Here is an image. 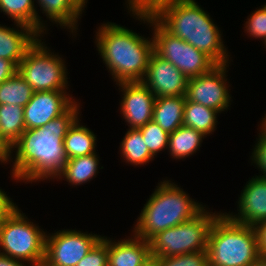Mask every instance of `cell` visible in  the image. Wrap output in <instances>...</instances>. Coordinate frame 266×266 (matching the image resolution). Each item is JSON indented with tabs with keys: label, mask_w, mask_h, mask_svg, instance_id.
<instances>
[{
	"label": "cell",
	"mask_w": 266,
	"mask_h": 266,
	"mask_svg": "<svg viewBox=\"0 0 266 266\" xmlns=\"http://www.w3.org/2000/svg\"><path fill=\"white\" fill-rule=\"evenodd\" d=\"M100 25L95 30L94 44L112 81L115 84L142 81L154 51L153 37L146 38L114 22Z\"/></svg>",
	"instance_id": "1"
},
{
	"label": "cell",
	"mask_w": 266,
	"mask_h": 266,
	"mask_svg": "<svg viewBox=\"0 0 266 266\" xmlns=\"http://www.w3.org/2000/svg\"><path fill=\"white\" fill-rule=\"evenodd\" d=\"M209 14L196 0H178L161 8L153 18L171 35L204 52L216 64L231 63L223 30Z\"/></svg>",
	"instance_id": "2"
},
{
	"label": "cell",
	"mask_w": 266,
	"mask_h": 266,
	"mask_svg": "<svg viewBox=\"0 0 266 266\" xmlns=\"http://www.w3.org/2000/svg\"><path fill=\"white\" fill-rule=\"evenodd\" d=\"M63 145L50 130H25L0 165L12 166L11 180L16 183L50 182L67 160Z\"/></svg>",
	"instance_id": "3"
},
{
	"label": "cell",
	"mask_w": 266,
	"mask_h": 266,
	"mask_svg": "<svg viewBox=\"0 0 266 266\" xmlns=\"http://www.w3.org/2000/svg\"><path fill=\"white\" fill-rule=\"evenodd\" d=\"M177 184L168 177L160 180L131 227L134 236L149 241L157 233L193 219L206 207Z\"/></svg>",
	"instance_id": "4"
},
{
	"label": "cell",
	"mask_w": 266,
	"mask_h": 266,
	"mask_svg": "<svg viewBox=\"0 0 266 266\" xmlns=\"http://www.w3.org/2000/svg\"><path fill=\"white\" fill-rule=\"evenodd\" d=\"M207 253L209 266H249L261 257L255 227L232 221L222 210L210 228Z\"/></svg>",
	"instance_id": "5"
},
{
	"label": "cell",
	"mask_w": 266,
	"mask_h": 266,
	"mask_svg": "<svg viewBox=\"0 0 266 266\" xmlns=\"http://www.w3.org/2000/svg\"><path fill=\"white\" fill-rule=\"evenodd\" d=\"M33 221L18 206L6 216L0 222V253L30 266H42L47 230Z\"/></svg>",
	"instance_id": "6"
},
{
	"label": "cell",
	"mask_w": 266,
	"mask_h": 266,
	"mask_svg": "<svg viewBox=\"0 0 266 266\" xmlns=\"http://www.w3.org/2000/svg\"><path fill=\"white\" fill-rule=\"evenodd\" d=\"M43 38L40 36L27 50L17 72L34 92L69 91L68 63L54 49L51 51Z\"/></svg>",
	"instance_id": "7"
},
{
	"label": "cell",
	"mask_w": 266,
	"mask_h": 266,
	"mask_svg": "<svg viewBox=\"0 0 266 266\" xmlns=\"http://www.w3.org/2000/svg\"><path fill=\"white\" fill-rule=\"evenodd\" d=\"M205 207L193 219L157 233L150 240V254L155 257H172L181 254L207 251L208 235L215 219L222 213ZM217 212V213H216Z\"/></svg>",
	"instance_id": "8"
},
{
	"label": "cell",
	"mask_w": 266,
	"mask_h": 266,
	"mask_svg": "<svg viewBox=\"0 0 266 266\" xmlns=\"http://www.w3.org/2000/svg\"><path fill=\"white\" fill-rule=\"evenodd\" d=\"M143 23L152 33L154 51L172 63L188 79L209 72L217 64L204 52L171 35L151 16H130ZM152 27V28H151ZM151 28V29H150Z\"/></svg>",
	"instance_id": "9"
},
{
	"label": "cell",
	"mask_w": 266,
	"mask_h": 266,
	"mask_svg": "<svg viewBox=\"0 0 266 266\" xmlns=\"http://www.w3.org/2000/svg\"><path fill=\"white\" fill-rule=\"evenodd\" d=\"M102 236L76 228L47 232L43 266H76Z\"/></svg>",
	"instance_id": "10"
},
{
	"label": "cell",
	"mask_w": 266,
	"mask_h": 266,
	"mask_svg": "<svg viewBox=\"0 0 266 266\" xmlns=\"http://www.w3.org/2000/svg\"><path fill=\"white\" fill-rule=\"evenodd\" d=\"M217 64L209 72L188 79L186 101L199 103L218 111L228 112L233 102L230 82L228 80L229 65ZM227 77V78H226Z\"/></svg>",
	"instance_id": "11"
},
{
	"label": "cell",
	"mask_w": 266,
	"mask_h": 266,
	"mask_svg": "<svg viewBox=\"0 0 266 266\" xmlns=\"http://www.w3.org/2000/svg\"><path fill=\"white\" fill-rule=\"evenodd\" d=\"M118 107L121 118L129 129H138L153 120L155 95L142 81L120 82Z\"/></svg>",
	"instance_id": "12"
},
{
	"label": "cell",
	"mask_w": 266,
	"mask_h": 266,
	"mask_svg": "<svg viewBox=\"0 0 266 266\" xmlns=\"http://www.w3.org/2000/svg\"><path fill=\"white\" fill-rule=\"evenodd\" d=\"M70 91L34 92L24 106L26 130H37L65 113L78 99Z\"/></svg>",
	"instance_id": "13"
},
{
	"label": "cell",
	"mask_w": 266,
	"mask_h": 266,
	"mask_svg": "<svg viewBox=\"0 0 266 266\" xmlns=\"http://www.w3.org/2000/svg\"><path fill=\"white\" fill-rule=\"evenodd\" d=\"M142 82L156 98L186 96L188 78L172 63L152 52Z\"/></svg>",
	"instance_id": "14"
},
{
	"label": "cell",
	"mask_w": 266,
	"mask_h": 266,
	"mask_svg": "<svg viewBox=\"0 0 266 266\" xmlns=\"http://www.w3.org/2000/svg\"><path fill=\"white\" fill-rule=\"evenodd\" d=\"M36 4V32L47 37L51 25L56 24L61 29H66L72 38H77L78 30L83 12L72 2V0H35ZM38 5V6H37ZM38 7V8H37ZM40 7V9H39ZM46 16L44 20L38 12ZM48 20L50 26L48 25Z\"/></svg>",
	"instance_id": "15"
},
{
	"label": "cell",
	"mask_w": 266,
	"mask_h": 266,
	"mask_svg": "<svg viewBox=\"0 0 266 266\" xmlns=\"http://www.w3.org/2000/svg\"><path fill=\"white\" fill-rule=\"evenodd\" d=\"M236 202L237 211H223L232 221L255 227L266 220V178L249 177Z\"/></svg>",
	"instance_id": "16"
},
{
	"label": "cell",
	"mask_w": 266,
	"mask_h": 266,
	"mask_svg": "<svg viewBox=\"0 0 266 266\" xmlns=\"http://www.w3.org/2000/svg\"><path fill=\"white\" fill-rule=\"evenodd\" d=\"M13 25L11 28L0 24V58L10 60L18 66L40 35L27 25L21 23Z\"/></svg>",
	"instance_id": "17"
},
{
	"label": "cell",
	"mask_w": 266,
	"mask_h": 266,
	"mask_svg": "<svg viewBox=\"0 0 266 266\" xmlns=\"http://www.w3.org/2000/svg\"><path fill=\"white\" fill-rule=\"evenodd\" d=\"M129 235L120 240L108 236V266H138L151 255L149 241Z\"/></svg>",
	"instance_id": "18"
},
{
	"label": "cell",
	"mask_w": 266,
	"mask_h": 266,
	"mask_svg": "<svg viewBox=\"0 0 266 266\" xmlns=\"http://www.w3.org/2000/svg\"><path fill=\"white\" fill-rule=\"evenodd\" d=\"M100 160L98 152L68 159L51 181L64 180L72 188L90 183L100 173L99 169L104 168L101 167Z\"/></svg>",
	"instance_id": "19"
},
{
	"label": "cell",
	"mask_w": 266,
	"mask_h": 266,
	"mask_svg": "<svg viewBox=\"0 0 266 266\" xmlns=\"http://www.w3.org/2000/svg\"><path fill=\"white\" fill-rule=\"evenodd\" d=\"M1 161L26 130L24 107L14 104L0 105Z\"/></svg>",
	"instance_id": "20"
},
{
	"label": "cell",
	"mask_w": 266,
	"mask_h": 266,
	"mask_svg": "<svg viewBox=\"0 0 266 266\" xmlns=\"http://www.w3.org/2000/svg\"><path fill=\"white\" fill-rule=\"evenodd\" d=\"M186 96H164L155 99L153 120L167 133L183 125Z\"/></svg>",
	"instance_id": "21"
},
{
	"label": "cell",
	"mask_w": 266,
	"mask_h": 266,
	"mask_svg": "<svg viewBox=\"0 0 266 266\" xmlns=\"http://www.w3.org/2000/svg\"><path fill=\"white\" fill-rule=\"evenodd\" d=\"M79 117L69 128L63 139L64 152L67 160L96 153L97 136L96 134L81 122Z\"/></svg>",
	"instance_id": "22"
},
{
	"label": "cell",
	"mask_w": 266,
	"mask_h": 266,
	"mask_svg": "<svg viewBox=\"0 0 266 266\" xmlns=\"http://www.w3.org/2000/svg\"><path fill=\"white\" fill-rule=\"evenodd\" d=\"M204 138L201 132L187 126H180L169 135L167 153L172 160H183L200 152Z\"/></svg>",
	"instance_id": "23"
},
{
	"label": "cell",
	"mask_w": 266,
	"mask_h": 266,
	"mask_svg": "<svg viewBox=\"0 0 266 266\" xmlns=\"http://www.w3.org/2000/svg\"><path fill=\"white\" fill-rule=\"evenodd\" d=\"M120 159L134 167L148 165L155 157L149 152L139 129H127L119 146Z\"/></svg>",
	"instance_id": "24"
},
{
	"label": "cell",
	"mask_w": 266,
	"mask_h": 266,
	"mask_svg": "<svg viewBox=\"0 0 266 266\" xmlns=\"http://www.w3.org/2000/svg\"><path fill=\"white\" fill-rule=\"evenodd\" d=\"M219 112L195 103L186 101L184 107L183 125L201 132L203 135H213L217 129Z\"/></svg>",
	"instance_id": "25"
},
{
	"label": "cell",
	"mask_w": 266,
	"mask_h": 266,
	"mask_svg": "<svg viewBox=\"0 0 266 266\" xmlns=\"http://www.w3.org/2000/svg\"><path fill=\"white\" fill-rule=\"evenodd\" d=\"M34 94V90L16 72L0 84V105L14 104L24 107Z\"/></svg>",
	"instance_id": "26"
},
{
	"label": "cell",
	"mask_w": 266,
	"mask_h": 266,
	"mask_svg": "<svg viewBox=\"0 0 266 266\" xmlns=\"http://www.w3.org/2000/svg\"><path fill=\"white\" fill-rule=\"evenodd\" d=\"M35 0H0V13L13 23L27 25L36 31Z\"/></svg>",
	"instance_id": "27"
},
{
	"label": "cell",
	"mask_w": 266,
	"mask_h": 266,
	"mask_svg": "<svg viewBox=\"0 0 266 266\" xmlns=\"http://www.w3.org/2000/svg\"><path fill=\"white\" fill-rule=\"evenodd\" d=\"M138 129L142 133L143 140L145 141L149 152L154 157L167 151L170 134L164 131L154 120L149 121Z\"/></svg>",
	"instance_id": "28"
},
{
	"label": "cell",
	"mask_w": 266,
	"mask_h": 266,
	"mask_svg": "<svg viewBox=\"0 0 266 266\" xmlns=\"http://www.w3.org/2000/svg\"><path fill=\"white\" fill-rule=\"evenodd\" d=\"M78 99L65 113L52 119L41 128L44 130L52 131V134L57 139H64L69 128L73 123L82 115L81 113V102Z\"/></svg>",
	"instance_id": "29"
},
{
	"label": "cell",
	"mask_w": 266,
	"mask_h": 266,
	"mask_svg": "<svg viewBox=\"0 0 266 266\" xmlns=\"http://www.w3.org/2000/svg\"><path fill=\"white\" fill-rule=\"evenodd\" d=\"M245 20L243 24L245 27H242L245 35L247 34L250 40H261L264 45L266 42V3L252 11Z\"/></svg>",
	"instance_id": "30"
},
{
	"label": "cell",
	"mask_w": 266,
	"mask_h": 266,
	"mask_svg": "<svg viewBox=\"0 0 266 266\" xmlns=\"http://www.w3.org/2000/svg\"><path fill=\"white\" fill-rule=\"evenodd\" d=\"M153 259V266H209L207 251H198L172 257H155Z\"/></svg>",
	"instance_id": "31"
},
{
	"label": "cell",
	"mask_w": 266,
	"mask_h": 266,
	"mask_svg": "<svg viewBox=\"0 0 266 266\" xmlns=\"http://www.w3.org/2000/svg\"><path fill=\"white\" fill-rule=\"evenodd\" d=\"M178 0H125L124 5L130 16L153 17L164 6L173 4Z\"/></svg>",
	"instance_id": "32"
},
{
	"label": "cell",
	"mask_w": 266,
	"mask_h": 266,
	"mask_svg": "<svg viewBox=\"0 0 266 266\" xmlns=\"http://www.w3.org/2000/svg\"><path fill=\"white\" fill-rule=\"evenodd\" d=\"M76 266H108V237L102 236Z\"/></svg>",
	"instance_id": "33"
},
{
	"label": "cell",
	"mask_w": 266,
	"mask_h": 266,
	"mask_svg": "<svg viewBox=\"0 0 266 266\" xmlns=\"http://www.w3.org/2000/svg\"><path fill=\"white\" fill-rule=\"evenodd\" d=\"M257 130L259 132L258 138L256 137V143L252 146L249 160H251V166L259 169L258 176L266 178V136L259 129Z\"/></svg>",
	"instance_id": "34"
},
{
	"label": "cell",
	"mask_w": 266,
	"mask_h": 266,
	"mask_svg": "<svg viewBox=\"0 0 266 266\" xmlns=\"http://www.w3.org/2000/svg\"><path fill=\"white\" fill-rule=\"evenodd\" d=\"M17 206L13 198L8 196L7 192L0 187V222L8 216Z\"/></svg>",
	"instance_id": "35"
},
{
	"label": "cell",
	"mask_w": 266,
	"mask_h": 266,
	"mask_svg": "<svg viewBox=\"0 0 266 266\" xmlns=\"http://www.w3.org/2000/svg\"><path fill=\"white\" fill-rule=\"evenodd\" d=\"M17 72V66L10 60L0 58V84Z\"/></svg>",
	"instance_id": "36"
},
{
	"label": "cell",
	"mask_w": 266,
	"mask_h": 266,
	"mask_svg": "<svg viewBox=\"0 0 266 266\" xmlns=\"http://www.w3.org/2000/svg\"><path fill=\"white\" fill-rule=\"evenodd\" d=\"M258 237V249L261 257H266V220L255 226Z\"/></svg>",
	"instance_id": "37"
},
{
	"label": "cell",
	"mask_w": 266,
	"mask_h": 266,
	"mask_svg": "<svg viewBox=\"0 0 266 266\" xmlns=\"http://www.w3.org/2000/svg\"><path fill=\"white\" fill-rule=\"evenodd\" d=\"M0 266H30L26 262L16 260L0 253Z\"/></svg>",
	"instance_id": "38"
},
{
	"label": "cell",
	"mask_w": 266,
	"mask_h": 266,
	"mask_svg": "<svg viewBox=\"0 0 266 266\" xmlns=\"http://www.w3.org/2000/svg\"><path fill=\"white\" fill-rule=\"evenodd\" d=\"M72 2L84 13L88 0H72ZM85 10V11H84Z\"/></svg>",
	"instance_id": "39"
},
{
	"label": "cell",
	"mask_w": 266,
	"mask_h": 266,
	"mask_svg": "<svg viewBox=\"0 0 266 266\" xmlns=\"http://www.w3.org/2000/svg\"><path fill=\"white\" fill-rule=\"evenodd\" d=\"M264 115L265 116H262L260 119V124L258 125L259 127L257 129H259L266 136V113Z\"/></svg>",
	"instance_id": "40"
},
{
	"label": "cell",
	"mask_w": 266,
	"mask_h": 266,
	"mask_svg": "<svg viewBox=\"0 0 266 266\" xmlns=\"http://www.w3.org/2000/svg\"><path fill=\"white\" fill-rule=\"evenodd\" d=\"M249 266H266V257H260L256 262L250 264Z\"/></svg>",
	"instance_id": "41"
},
{
	"label": "cell",
	"mask_w": 266,
	"mask_h": 266,
	"mask_svg": "<svg viewBox=\"0 0 266 266\" xmlns=\"http://www.w3.org/2000/svg\"><path fill=\"white\" fill-rule=\"evenodd\" d=\"M153 257L150 255L142 264L138 266H153Z\"/></svg>",
	"instance_id": "42"
},
{
	"label": "cell",
	"mask_w": 266,
	"mask_h": 266,
	"mask_svg": "<svg viewBox=\"0 0 266 266\" xmlns=\"http://www.w3.org/2000/svg\"><path fill=\"white\" fill-rule=\"evenodd\" d=\"M0 161H1V130H0Z\"/></svg>",
	"instance_id": "43"
}]
</instances>
